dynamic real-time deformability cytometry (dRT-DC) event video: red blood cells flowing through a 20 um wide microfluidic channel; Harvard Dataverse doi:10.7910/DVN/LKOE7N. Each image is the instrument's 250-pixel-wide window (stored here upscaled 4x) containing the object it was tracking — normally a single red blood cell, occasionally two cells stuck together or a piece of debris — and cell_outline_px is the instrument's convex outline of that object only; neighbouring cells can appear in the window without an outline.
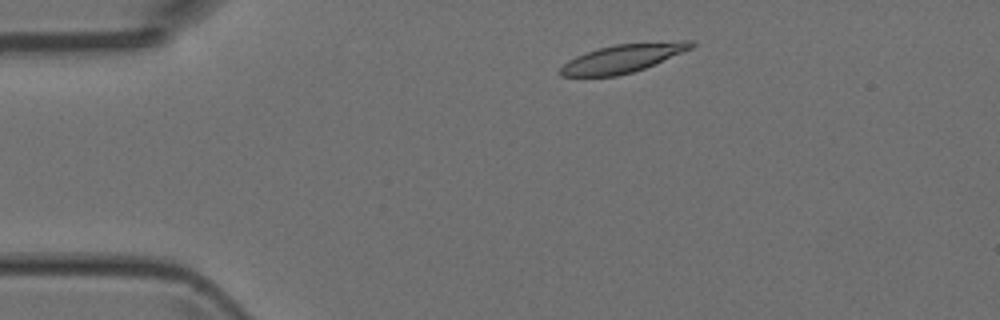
{"species": "Egyptian fruit bat (a non-hibernating species)", "species_latin": "Rousettus aegyptiacus", "temperature_condition": "room temperature", "stored_images_in_passage": 5, "camera_frame_rate_fps": 3000, "um_per_image_px": 0.085, "animal": {"sex": "female"}, "frame": {"image": 1, "passage_image": 2, "time_ms": 1.333, "image_size_px": [1000, 320], "cell_outline_px": [[696, 44], [692, 48], [644, 68], [632, 72], [616, 76], [560, 76], [560, 68], [568, 60], [576, 56], [600, 48], [616, 44], [680, 40], [692, 40]], "centroid_in_image_um": [52.96, 4.95], "position_along_channel_um": 32.0, "area_um2": 21.33}}
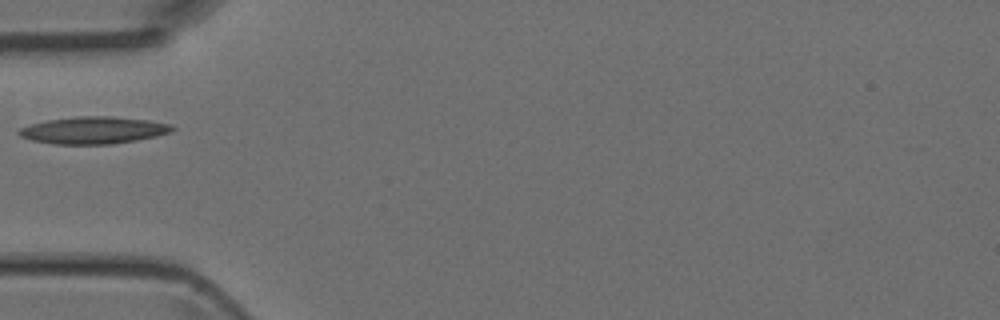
{"frame": {"image": 2, "passage_image": 4, "time_ms": 3.667, "image_size_px": [1000, 320], "cell_outline_px": [[176, 128], [172, 132], [156, 136], [136, 140], [112, 144], [56, 144], [32, 140], [20, 136], [16, 132], [20, 128], [32, 124], [48, 120], [76, 116], [112, 116], [148, 120], [172, 124]], "centroid_in_image_um": [7.98, 11.06], "position_along_channel_um": 77.0, "area_um2": 24.22}}
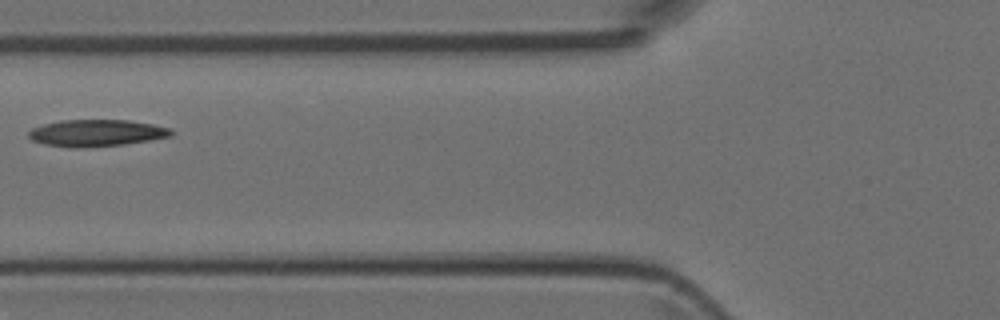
{"frame": {"image": 3, "passage_image": 5, "time_ms": 4.667, "image_size_px": [1000, 320], "cell_outline_px": [[172, 136], [124, 144], [76, 148], [72, 148], [44, 144], [32, 140], [28, 136], [28, 132], [32, 128], [44, 124], [60, 120], [128, 120], [152, 124], [168, 128], [172, 132]], "centroid_in_image_um": [8.15, 11.3], "position_along_channel_um": 117.7, "area_um2": 22.08}}